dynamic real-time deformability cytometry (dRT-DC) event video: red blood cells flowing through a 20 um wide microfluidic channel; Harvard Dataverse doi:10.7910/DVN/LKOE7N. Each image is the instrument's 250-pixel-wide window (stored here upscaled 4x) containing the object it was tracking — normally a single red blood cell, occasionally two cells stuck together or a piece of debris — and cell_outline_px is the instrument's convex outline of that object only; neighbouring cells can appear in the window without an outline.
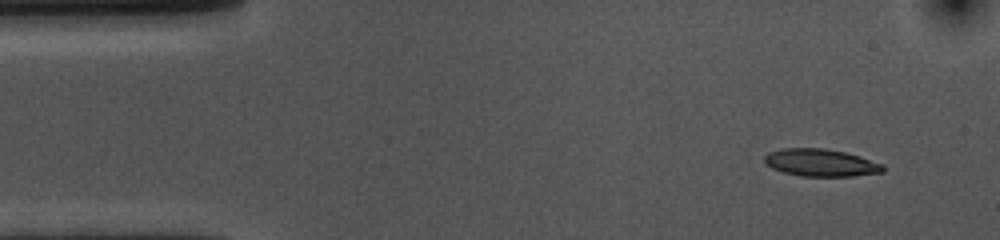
{"species": "common noctule bat (a hibernating species)", "species_latin": "Nyctalus noctula", "temperature_condition": "cold", "stored_images_in_passage": 50, "camera_frame_rate_fps": 3000, "um_per_image_px": 0.085, "animal": {"sex": "female", "body_mass_g": 10.0, "forearm_length_mm": 53.1}, "frame": {"image": 1, "passage_image": 1, "time_ms": 0.0, "image_size_px": [1000, 240], "cell_outline_px": [[884, 172], [852, 176], [804, 176], [784, 172], [772, 168], [764, 160], [764, 156], [768, 152], [784, 148], [824, 148], [844, 152], [860, 156], [884, 164]], "centroid_in_image_um": [69.79, 13.82], "position_along_channel_um": 15.2, "area_um2": 18.84}}
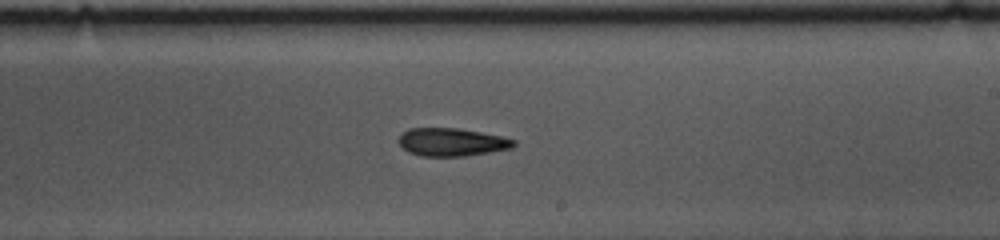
{"frame": {"image": 2, "passage_image": 27, "time_ms": 8.667, "image_size_px": [1000, 240], "cell_outline_px": [[516, 144], [512, 148], [464, 156], [420, 156], [408, 152], [396, 140], [400, 132], [408, 128], [460, 128], [504, 136], [516, 140]], "centroid_in_image_um": [38.37, 12.06], "position_along_channel_um": 250.6, "area_um2": 19.07}}
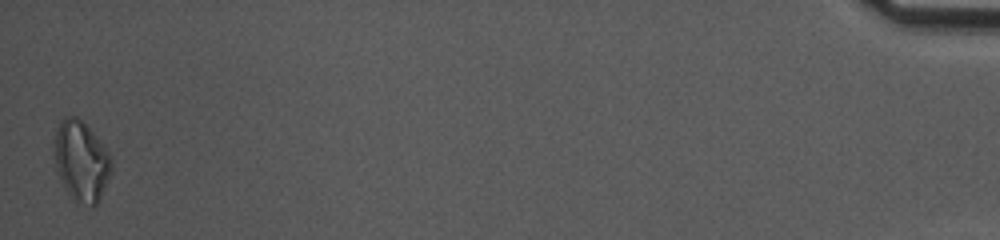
{"frame": {"image": 3, "passage_image": 50, "time_ms": 16.333, "image_size_px": [1000, 240], "cell_outline_px": [[112, 172], [96, 204], [92, 204], [72, 200], [60, 180], [56, 172], [56, 128], [60, 120], [64, 116], [76, 116], [92, 132], [108, 152], [112, 160]], "centroid_in_image_um": [6.91, 13.68], "position_along_channel_um": 428.3, "area_um2": 26.07}, "authors_computed_cell_mechanics": {"area_um2": 19.4208, "velocity_mm_per_s": 3.6297, "shape_relaxation_time_tau1_ms": 5.915, "shape_relaxation_time_tau2_ms": null, "deformation_change_tau1": 0.1475, "deformation_change_tau2": null}}